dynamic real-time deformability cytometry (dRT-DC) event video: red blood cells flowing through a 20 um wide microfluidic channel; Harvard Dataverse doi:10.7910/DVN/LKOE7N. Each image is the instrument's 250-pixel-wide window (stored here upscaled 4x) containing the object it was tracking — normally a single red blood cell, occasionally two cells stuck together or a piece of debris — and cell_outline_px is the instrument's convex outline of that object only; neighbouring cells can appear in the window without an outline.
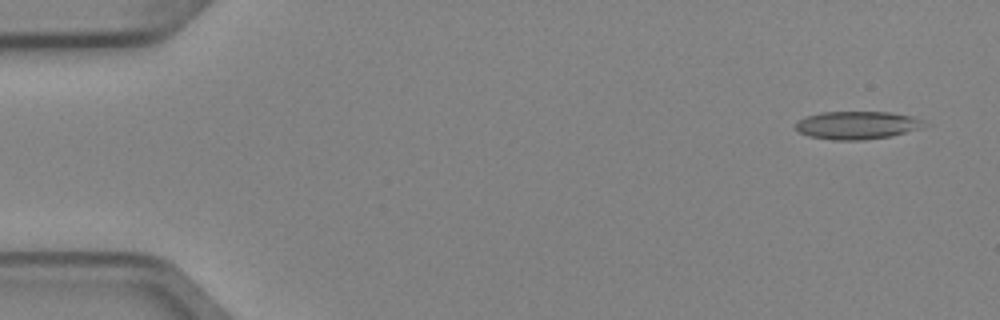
{"species": "Egyptian fruit bat (a non-hibernating species)", "species_latin": "Rousettus aegyptiacus", "temperature_condition": "cold", "stored_images_in_passage": 6, "camera_frame_rate_fps": 3000, "um_per_image_px": 0.085, "animal": {"sex": "female"}, "frame": {"image": 1, "passage_image": 1, "time_ms": 0.0, "image_size_px": [1000, 320], "cell_outline_px": [[920, 128], [892, 136], [860, 140], [832, 140], [808, 136], [800, 132], [796, 128], [796, 124], [804, 116], [820, 112], [892, 112], [912, 116], [920, 120]], "centroid_in_image_um": [72.78, 10.64], "position_along_channel_um": 12.2, "area_um2": 20.69}}
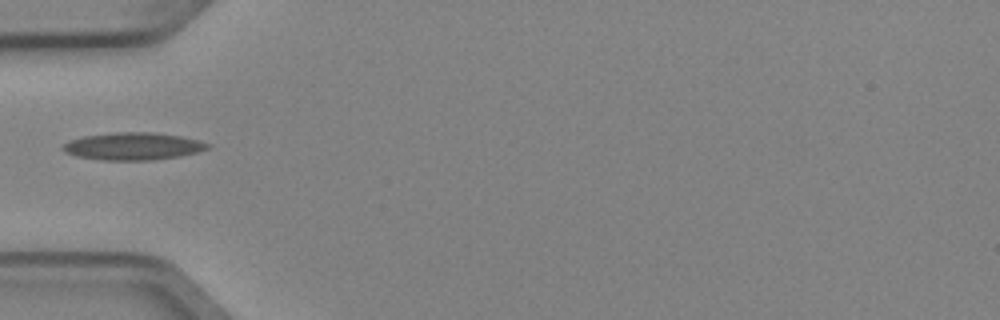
{"frame": {"image": 2, "passage_image": 5, "time_ms": 1.333, "image_size_px": [1000, 320], "cell_outline_px": [[212, 148], [180, 156], [152, 160], [100, 160], [76, 156], [64, 152], [60, 148], [64, 144], [72, 140], [84, 136], [116, 132], [152, 132], [180, 136], [200, 140], [212, 144]], "centroid_in_image_um": [11.34, 12.43], "position_along_channel_um": 73.7, "area_um2": 23.24}}
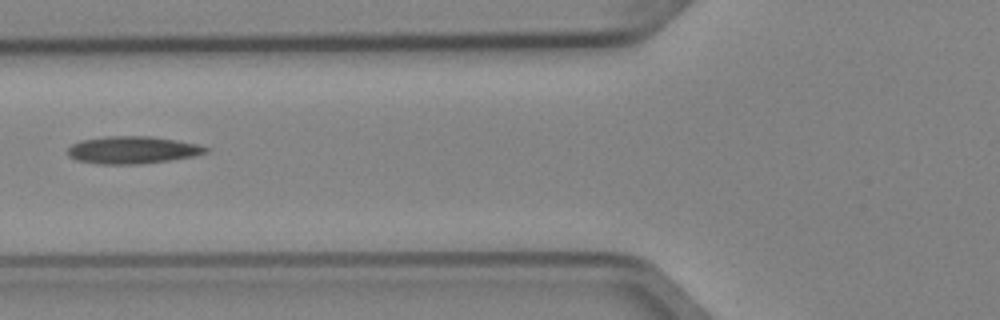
{"frame": {"image": 3, "passage_image": 6, "time_ms": 1.667, "image_size_px": [1000, 320], "cell_outline_px": [[208, 152], [196, 156], [140, 164], [100, 164], [76, 160], [68, 156], [68, 148], [72, 144], [80, 140], [104, 136], [152, 136], [200, 144], [208, 148]], "centroid_in_image_um": [11.27, 12.74], "position_along_channel_um": 114.5, "area_um2": 22.2}}